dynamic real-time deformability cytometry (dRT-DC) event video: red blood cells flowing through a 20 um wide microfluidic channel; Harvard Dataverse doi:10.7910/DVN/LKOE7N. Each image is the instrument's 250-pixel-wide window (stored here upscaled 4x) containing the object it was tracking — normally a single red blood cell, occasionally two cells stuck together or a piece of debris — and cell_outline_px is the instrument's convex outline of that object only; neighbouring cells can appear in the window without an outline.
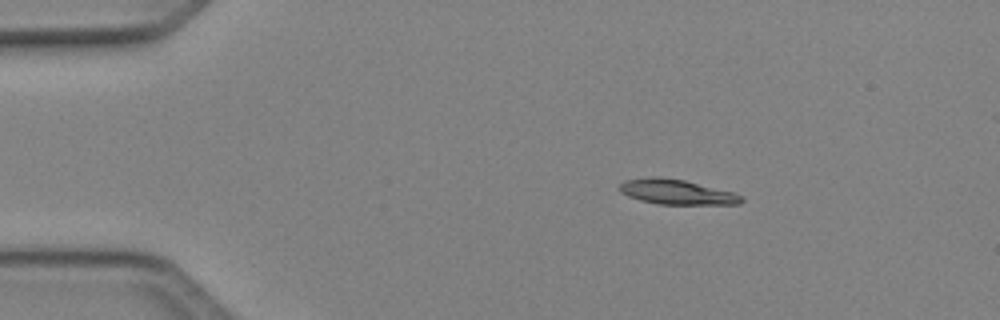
{"species": "Egyptian fruit bat (a non-hibernating species)", "species_latin": "Rousettus aegyptiacus", "temperature_condition": "cold", "stored_images_in_passage": 42, "camera_frame_rate_fps": 3000, "um_per_image_px": 0.085, "animal": {"sex": "female"}, "frame": {"image": 1, "passage_image": 1, "time_ms": 0.0, "image_size_px": [1000, 320], "cell_outline_px": [[744, 200], [740, 204], [656, 204], [640, 200], [628, 196], [620, 192], [620, 184], [624, 180], [652, 176], [660, 176], [684, 180], [732, 192], [740, 196]], "centroid_in_image_um": [57.46, 16.31], "position_along_channel_um": 27.5, "area_um2": 17.63}}
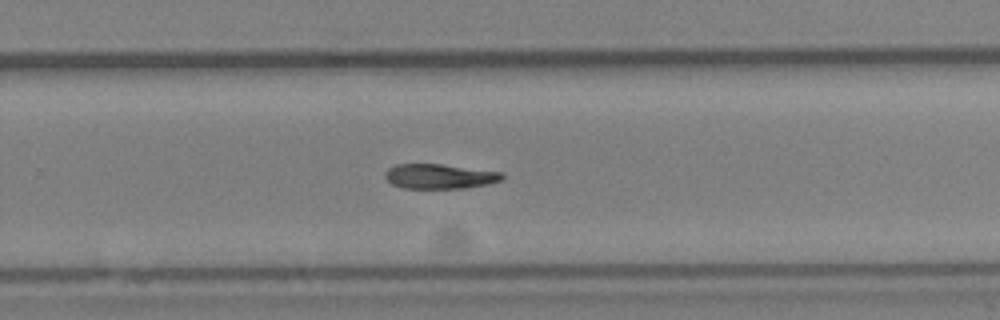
{"frame": {"image": 2, "passage_image": 25, "time_ms": 8.0, "image_size_px": [1000, 320], "cell_outline_px": [[504, 180], [488, 184], [464, 188], [404, 188], [392, 184], [384, 176], [384, 172], [388, 168], [396, 164], [440, 164], [504, 172]], "centroid_in_image_um": [37.39, 14.98], "position_along_channel_um": 292.4, "area_um2": 16.99}}
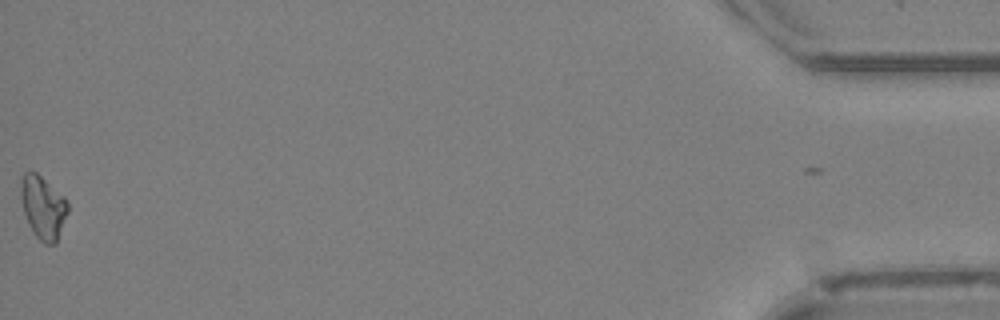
{"frame": {"image": 3, "passage_image": 42, "time_ms": 13.667, "image_size_px": [1000, 320], "cell_outline_px": [[68, 212], [56, 244], [44, 244], [32, 232], [28, 224], [24, 212], [20, 196], [20, 184], [24, 172], [36, 172], [64, 196], [68, 200]], "centroid_in_image_um": [3.66, 17.64], "position_along_channel_um": 431.5, "area_um2": 17.34}}